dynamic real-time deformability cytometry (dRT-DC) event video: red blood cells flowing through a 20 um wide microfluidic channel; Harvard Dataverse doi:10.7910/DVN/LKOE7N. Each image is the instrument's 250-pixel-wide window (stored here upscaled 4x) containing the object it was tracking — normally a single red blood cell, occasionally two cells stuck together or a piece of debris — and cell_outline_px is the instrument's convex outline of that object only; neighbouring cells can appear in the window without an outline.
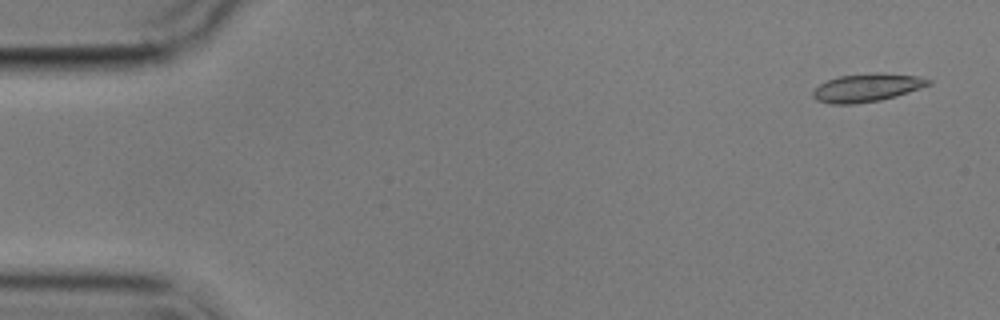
{"species": "common noctule bat (a hibernating species)", "species_latin": "Nyctalus noctula", "temperature_condition": "cold", "stored_images_in_passage": 4, "camera_frame_rate_fps": 3000, "um_per_image_px": 0.085, "animal": {"sex": "male", "body_mass_g": 17.9}, "frame": {"image": 1, "passage_image": 1, "time_ms": 0.0, "image_size_px": [1000, 320], "cell_outline_px": [[932, 84], [896, 96], [880, 100], [852, 104], [832, 104], [816, 100], [812, 96], [812, 92], [820, 84], [828, 80], [840, 76], [872, 72], [880, 72], [916, 76], [932, 80]], "centroid_in_image_um": [73.69, 7.44], "position_along_channel_um": 11.3, "area_um2": 18.9}}
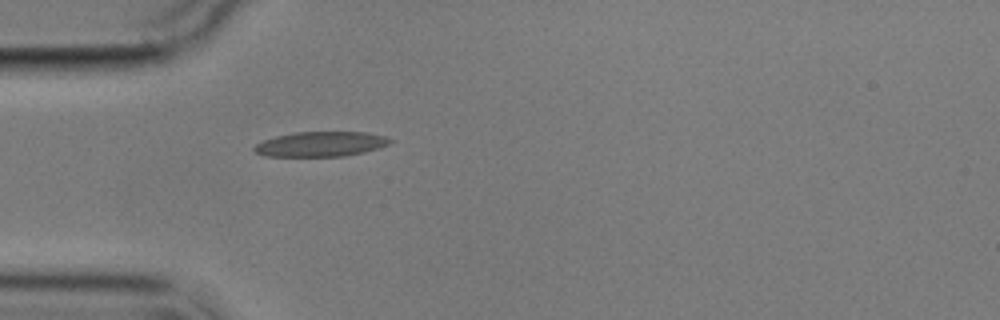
{"frame": {"image": 2, "passage_image": 4, "time_ms": 4.667, "image_size_px": [1000, 320], "cell_outline_px": [[392, 140], [388, 144], [380, 148], [364, 152], [344, 156], [264, 156], [256, 152], [252, 148], [256, 144], [264, 140], [276, 136], [296, 132], [368, 132], [384, 136]], "centroid_in_image_um": [27.27, 12.25], "position_along_channel_um": 57.7, "area_um2": 19.65}}